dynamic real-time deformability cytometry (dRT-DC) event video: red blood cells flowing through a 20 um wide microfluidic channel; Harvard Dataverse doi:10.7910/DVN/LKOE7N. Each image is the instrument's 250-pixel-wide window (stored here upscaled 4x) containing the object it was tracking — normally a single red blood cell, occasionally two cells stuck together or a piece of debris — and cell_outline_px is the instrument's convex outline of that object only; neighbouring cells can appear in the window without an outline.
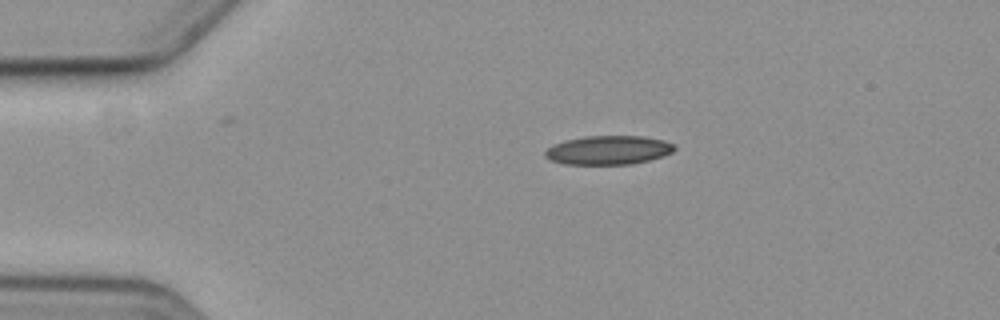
{"species": "common noctule bat (a hibernating species)", "species_latin": "Nyctalus noctula", "temperature_condition": "cold", "stored_images_in_passage": 7, "camera_frame_rate_fps": 3000, "um_per_image_px": 0.085, "animal": {"sex": "female", "body_mass_g": 19.3, "forearm_length_mm": 54.1}, "frame": {"image": 1, "passage_image": 1, "time_ms": 0.0, "image_size_px": [1000, 320], "cell_outline_px": [[676, 148], [672, 152], [664, 156], [632, 164], [564, 164], [548, 160], [544, 156], [544, 152], [552, 144], [564, 140], [584, 136], [644, 136], [664, 140], [672, 144]], "centroid_in_image_um": [51.67, 12.76], "position_along_channel_um": 33.3, "area_um2": 21.96}}
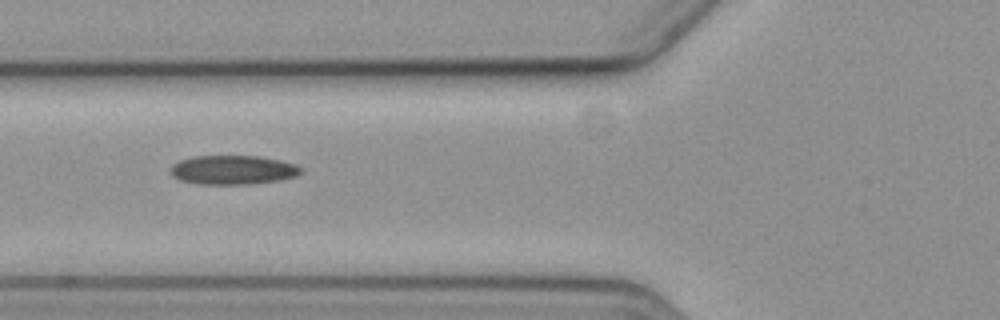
{"frame": {"image": 2, "passage_image": 4, "time_ms": 3.333, "image_size_px": [1000, 320], "cell_outline_px": [[304, 172], [296, 176], [280, 180], [248, 184], [200, 184], [180, 180], [172, 176], [172, 164], [180, 160], [192, 156], [260, 156], [280, 160], [296, 164], [304, 168]], "centroid_in_image_um": [19.85, 14.44], "position_along_channel_um": 106.0, "area_um2": 22.25}}
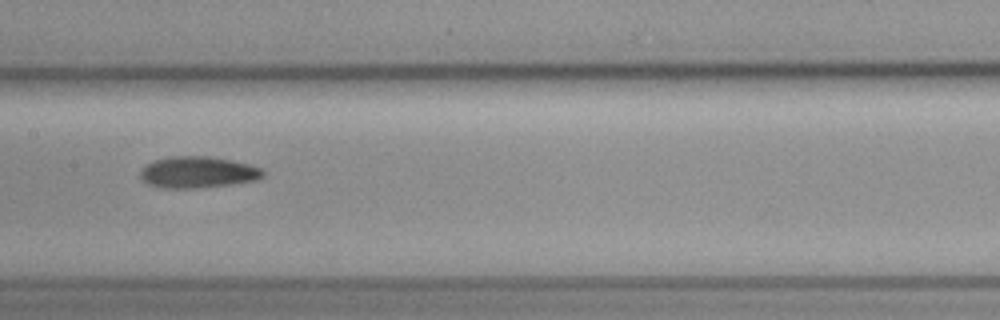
{"frame": {"image": 3, "passage_image": 6, "time_ms": 5.667, "image_size_px": [1000, 320], "cell_outline_px": [[264, 176], [256, 180], [232, 184], [196, 188], [160, 188], [148, 184], [140, 176], [140, 172], [148, 164], [156, 160], [168, 156], [208, 156], [232, 160], [248, 164], [260, 168], [264, 172]], "centroid_in_image_um": [16.82, 14.64], "position_along_channel_um": 190.6, "area_um2": 22.37}}